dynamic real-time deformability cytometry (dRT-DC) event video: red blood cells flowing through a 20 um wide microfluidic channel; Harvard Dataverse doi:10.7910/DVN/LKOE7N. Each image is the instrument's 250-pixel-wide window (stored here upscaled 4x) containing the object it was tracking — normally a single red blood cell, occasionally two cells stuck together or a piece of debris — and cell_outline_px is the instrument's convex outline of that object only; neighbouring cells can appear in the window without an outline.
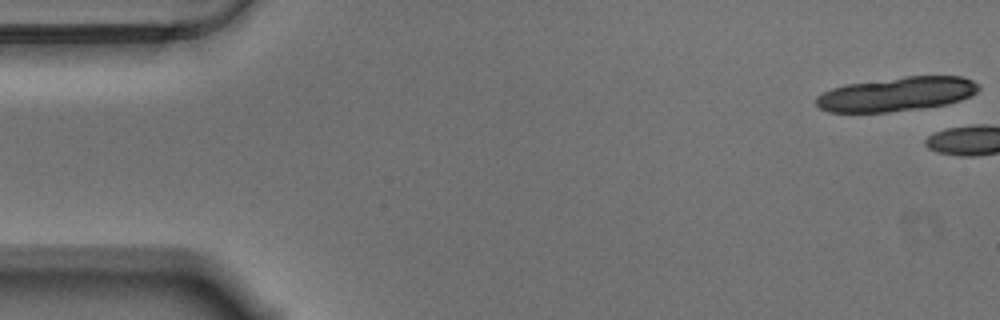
{"species": "Egyptian fruit bat (a non-hibernating species)", "species_latin": "Rousettus aegyptiacus", "temperature_condition": "warm", "stored_images_in_passage": 3, "camera_frame_rate_fps": 3000, "um_per_image_px": 0.085, "animal": {"sex": "male"}, "frame": {"image": 1, "passage_image": 1, "time_ms": 0.0, "image_size_px": [1000, 320], "cell_outline_px": [[980, 88], [976, 92], [960, 100], [948, 104], [924, 108], [888, 112], [828, 112], [820, 108], [816, 104], [816, 96], [832, 88], [844, 84], [904, 76], [964, 76], [980, 84]], "centroid_in_image_um": [76.22, 7.99], "position_along_channel_um": 8.8, "area_um2": 32.54}}